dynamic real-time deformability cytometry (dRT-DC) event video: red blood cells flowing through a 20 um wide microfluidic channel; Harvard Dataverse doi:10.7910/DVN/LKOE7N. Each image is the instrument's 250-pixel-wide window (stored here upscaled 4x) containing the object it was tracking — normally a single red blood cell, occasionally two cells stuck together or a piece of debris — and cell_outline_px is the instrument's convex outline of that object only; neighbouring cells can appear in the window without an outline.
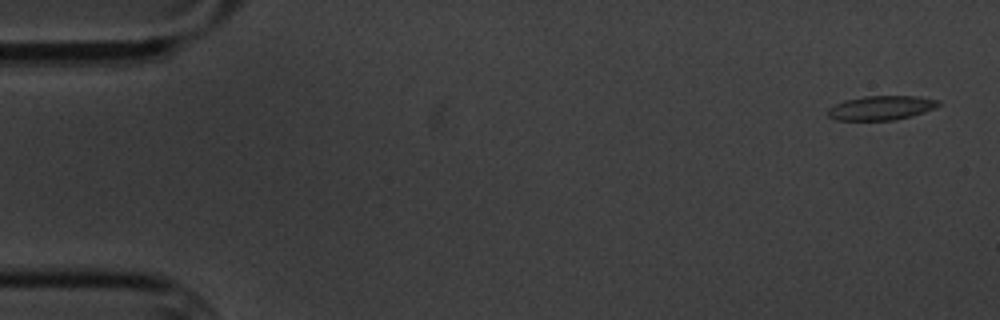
{"species": "common noctule bat (a hibernating species)", "species_latin": "Nyctalus noctula", "temperature_condition": "cold", "stored_images_in_passage": 6, "camera_frame_rate_fps": 3000, "um_per_image_px": 0.085, "animal": {"sex": "male", "body_mass_g": 20.1, "forearm_length_mm": 53.5}, "frame": {"image": 1, "passage_image": 1, "time_ms": 0.0, "image_size_px": [1000, 320], "cell_outline_px": [[940, 104], [936, 108], [912, 116], [896, 120], [836, 120], [828, 116], [828, 108], [844, 100], [864, 96], [916, 96], [940, 100]], "centroid_in_image_um": [74.92, 9.17], "position_along_channel_um": 10.1, "area_um2": 15.72}}
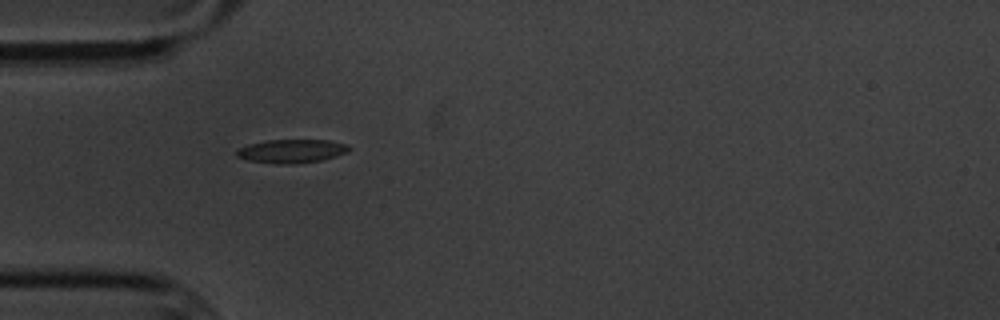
{"frame": {"image": 2, "passage_image": 5, "time_ms": 5.0, "image_size_px": [1000, 320], "cell_outline_px": [[352, 148], [348, 152], [324, 160], [292, 164], [276, 164], [248, 160], [236, 156], [236, 152], [240, 148], [248, 144], [268, 140], [328, 140], [348, 144]], "centroid_in_image_um": [24.83, 12.85], "position_along_channel_um": 60.2, "area_um2": 15.55}}
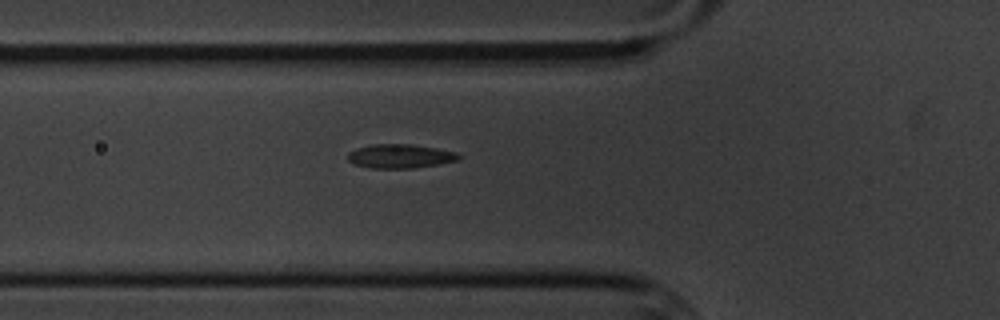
{"frame": {"image": 3, "passage_image": 6, "time_ms": 6.0, "image_size_px": [1000, 320], "cell_outline_px": [[460, 160], [440, 164], [416, 168], [372, 168], [356, 164], [348, 160], [348, 152], [356, 148], [372, 144], [412, 144], [436, 148], [456, 152], [460, 156]], "centroid_in_image_um": [34.03, 13.27], "position_along_channel_um": 91.8, "area_um2": 15.55}}